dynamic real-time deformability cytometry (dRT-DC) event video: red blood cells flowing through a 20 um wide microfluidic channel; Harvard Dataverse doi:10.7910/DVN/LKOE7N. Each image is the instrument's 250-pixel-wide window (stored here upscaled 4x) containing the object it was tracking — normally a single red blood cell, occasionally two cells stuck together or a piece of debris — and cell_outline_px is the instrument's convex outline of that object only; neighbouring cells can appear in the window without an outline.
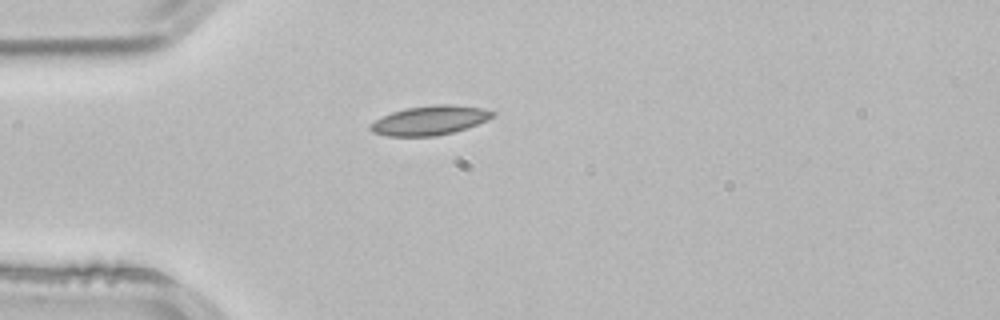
{"species": "common noctule bat (a hibernating species)", "species_latin": "Nyctalus noctula", "temperature_condition": "room temperature", "stored_images_in_passage": 1, "camera_frame_rate_fps": 3000, "um_per_image_px": 0.085, "animal": {"sex": "male", "body_mass_g": 21.5, "forearm_length_mm": 52.0}, "frame": {"image": 1, "passage_image": 1, "time_ms": 0.0, "image_size_px": [1000, 320], "cell_outline_px": [[496, 116], [488, 120], [452, 132], [436, 136], [388, 136], [372, 132], [368, 128], [368, 124], [392, 112], [404, 108], [432, 104], [452, 104], [484, 108], [496, 112]], "centroid_in_image_um": [36.54, 10.21], "position_along_channel_um": 48.5, "area_um2": 20.98}}